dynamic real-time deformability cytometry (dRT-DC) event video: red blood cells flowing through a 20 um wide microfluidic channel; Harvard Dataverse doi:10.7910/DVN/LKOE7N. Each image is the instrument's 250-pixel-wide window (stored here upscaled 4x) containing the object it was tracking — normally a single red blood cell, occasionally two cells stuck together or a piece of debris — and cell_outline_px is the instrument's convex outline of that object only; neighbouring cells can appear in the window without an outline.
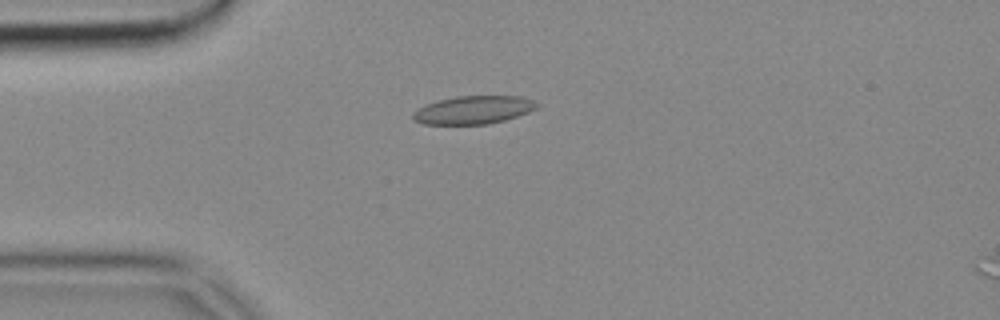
{"species": "common noctule bat (a hibernating species)", "species_latin": "Nyctalus noctula", "temperature_condition": "cold", "stored_images_in_passage": 4, "camera_frame_rate_fps": 3000, "um_per_image_px": 0.085, "animal": {"sex": "female", "body_mass_g": 18.4}, "frame": {"image": 1, "passage_image": 3, "time_ms": 0.667, "image_size_px": [1000, 320], "cell_outline_px": [[540, 104], [536, 108], [528, 112], [504, 120], [488, 124], [424, 124], [412, 120], [412, 112], [424, 104], [436, 100], [456, 96], [520, 96], [532, 100]], "centroid_in_image_um": [40.19, 9.34], "position_along_channel_um": 44.8, "area_um2": 20.4}}